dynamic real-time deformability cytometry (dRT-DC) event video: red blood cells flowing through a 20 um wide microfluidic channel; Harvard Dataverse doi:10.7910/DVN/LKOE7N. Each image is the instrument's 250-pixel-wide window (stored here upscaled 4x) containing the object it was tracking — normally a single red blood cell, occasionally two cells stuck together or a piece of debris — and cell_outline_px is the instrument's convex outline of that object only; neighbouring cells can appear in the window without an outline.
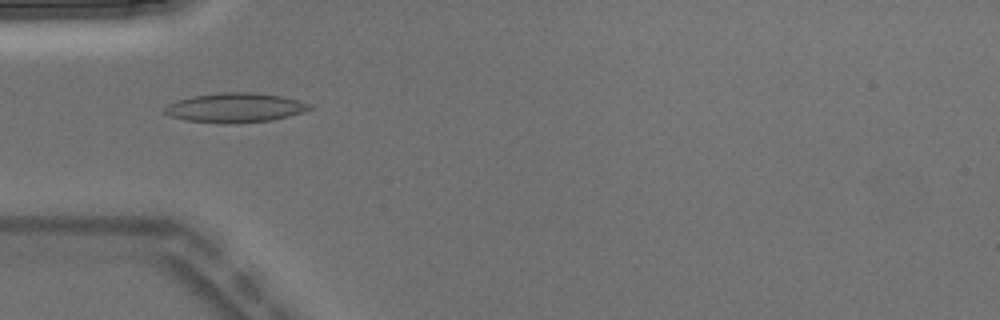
{"species": "Egyptian fruit bat (a non-hibernating species)", "species_latin": "Rousettus aegyptiacus", "temperature_condition": "warm", "stored_images_in_passage": 1, "camera_frame_rate_fps": 3000, "um_per_image_px": 0.085, "animal": {"sex": "male"}, "frame": {"image": 1, "passage_image": 1, "time_ms": 0.0, "image_size_px": [1000, 320], "cell_outline_px": [[312, 108], [304, 112], [272, 120], [236, 124], [220, 124], [188, 120], [172, 116], [164, 112], [164, 108], [168, 104], [176, 100], [192, 96], [220, 92], [252, 92], [280, 96], [312, 104]], "centroid_in_image_um": [19.99, 9.16], "position_along_channel_um": 65.0, "area_um2": 24.97}}